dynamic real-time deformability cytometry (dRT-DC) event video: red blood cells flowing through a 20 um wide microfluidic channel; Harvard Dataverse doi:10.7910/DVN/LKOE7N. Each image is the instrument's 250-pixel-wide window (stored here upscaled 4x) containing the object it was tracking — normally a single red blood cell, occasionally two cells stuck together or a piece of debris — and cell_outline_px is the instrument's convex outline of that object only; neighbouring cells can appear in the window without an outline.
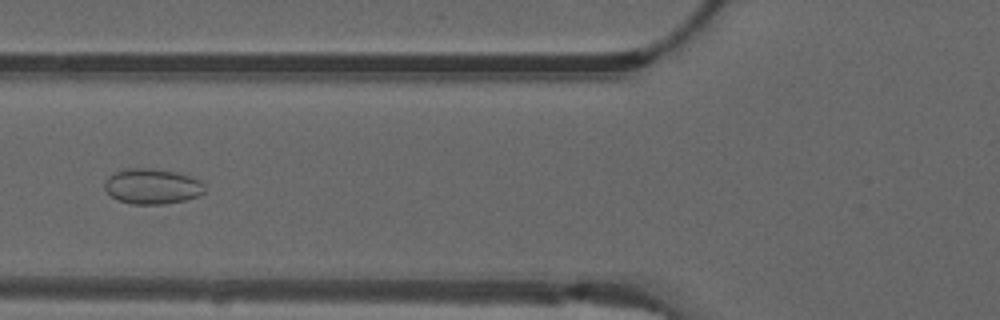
{"species": "common noctule bat (a hibernating species)", "species_latin": "Nyctalus noctula", "temperature_condition": "warm", "stored_images_in_passage": 54, "camera_frame_rate_fps": 3000, "um_per_image_px": 0.085, "animal": {"sex": "male", "forearm_length_mm": 52.5}, "frame": {"image": 1, "passage_image": 20, "time_ms": 6.333, "image_size_px": [1000, 320], "cell_outline_px": [[204, 192], [196, 196], [184, 200], [164, 204], [132, 204], [120, 200], [112, 196], [104, 188], [104, 184], [108, 176], [116, 172], [128, 168], [152, 168], [176, 172], [200, 180], [204, 184]], "centroid_in_image_um": [12.93, 15.83], "position_along_channel_um": 112.9, "area_um2": 20.4}}
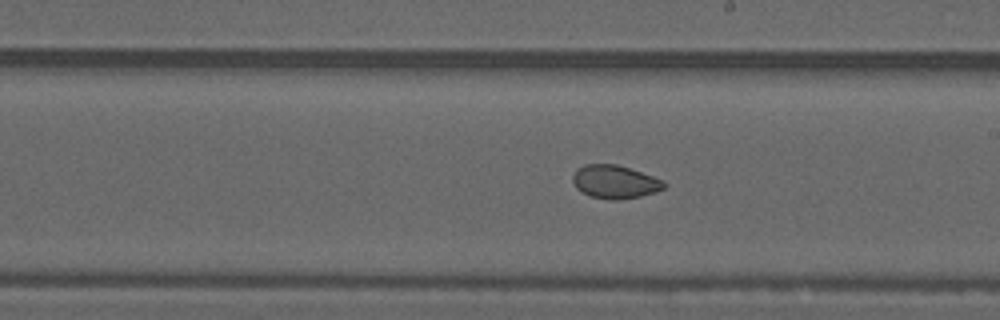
{"frame": {"image": 2, "passage_image": 30, "time_ms": 9.667, "image_size_px": [1000, 320], "cell_outline_px": [[668, 184], [664, 188], [656, 192], [640, 196], [616, 200], [612, 200], [592, 196], [580, 192], [576, 188], [572, 180], [572, 176], [576, 168], [584, 164], [616, 164], [664, 180]], "centroid_in_image_um": [52.25, 15.45], "position_along_channel_um": 236.8, "area_um2": 17.74}}
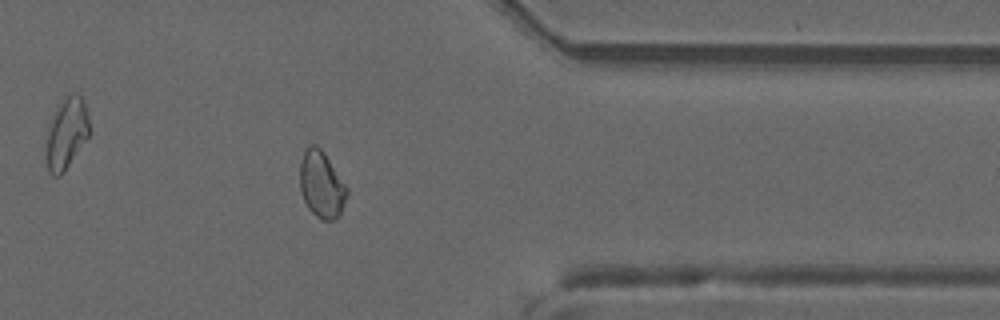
{"frame": {"image": 3, "passage_image": 43, "time_ms": 14.0, "image_size_px": [1000, 320], "cell_outline_px": [[348, 192], [340, 216], [336, 220], [320, 220], [308, 208], [300, 192], [300, 160], [304, 148], [312, 144], [316, 144], [324, 152], [348, 188]], "centroid_in_image_um": [27.32, 15.69], "position_along_channel_um": 384.1, "area_um2": 18.55}, "authors_computed_cell_mechanics": {"area_um2": 19.5942, "velocity_mm_per_s": 3.7225, "shape_relaxation_time_tau1_ms": null, "shape_relaxation_time_tau2_ms": 1.3371, "deformation_change_tau1": null, "deformation_change_tau2": 0.0479}}